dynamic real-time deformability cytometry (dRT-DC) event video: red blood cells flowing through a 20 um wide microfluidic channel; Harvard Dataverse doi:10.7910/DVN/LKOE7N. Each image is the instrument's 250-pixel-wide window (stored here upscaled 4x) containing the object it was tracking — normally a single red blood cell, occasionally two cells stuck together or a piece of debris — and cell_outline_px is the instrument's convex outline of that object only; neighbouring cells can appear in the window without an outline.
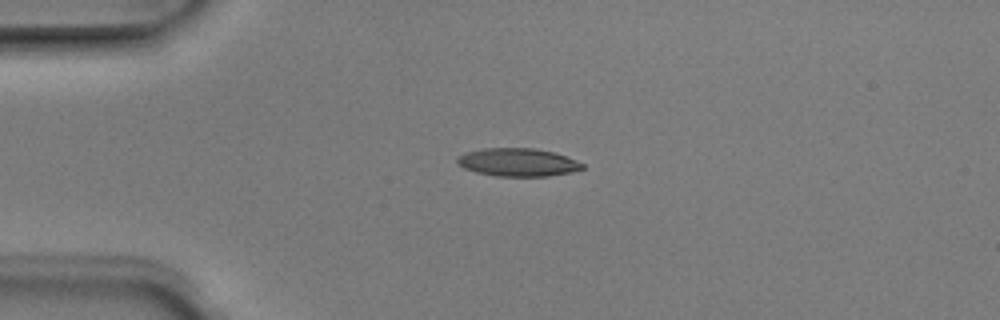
{"species": "Egyptian fruit bat (a non-hibernating species)", "species_latin": "Rousettus aegyptiacus", "temperature_condition": "room temperature", "stored_images_in_passage": 3, "camera_frame_rate_fps": 3000, "um_per_image_px": 0.085, "animal": {"sex": "male"}, "frame": {"image": 1, "passage_image": 2, "time_ms": 0.333, "image_size_px": [1000, 320], "cell_outline_px": [[584, 168], [572, 172], [548, 176], [496, 176], [476, 172], [464, 168], [456, 164], [456, 156], [464, 152], [484, 148], [532, 148], [552, 152], [576, 160], [584, 164]], "centroid_in_image_um": [43.96, 13.79], "position_along_channel_um": 41.0, "area_um2": 20.52}}